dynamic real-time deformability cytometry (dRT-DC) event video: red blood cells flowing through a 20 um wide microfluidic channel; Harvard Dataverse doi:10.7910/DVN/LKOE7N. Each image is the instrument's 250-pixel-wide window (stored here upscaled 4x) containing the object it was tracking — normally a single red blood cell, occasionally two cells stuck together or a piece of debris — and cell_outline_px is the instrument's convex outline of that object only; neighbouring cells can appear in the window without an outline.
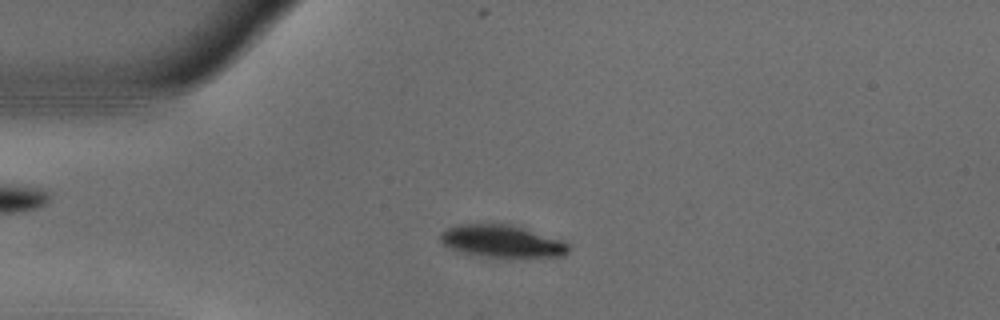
{"species": "common noctule bat (a hibernating species)", "species_latin": "Nyctalus noctula", "temperature_condition": "warm", "stored_images_in_passage": 48, "camera_frame_rate_fps": 3000, "um_per_image_px": 0.085, "animal": {"sex": "male", "body_mass_g": 18.8}, "frame": {"image": 1, "passage_image": 6, "time_ms": 1.667, "image_size_px": [1000, 320], "cell_outline_px": [[572, 248], [568, 252], [560, 256], [488, 256], [464, 252], [452, 248], [444, 244], [440, 240], [440, 236], [448, 228], [460, 224], [512, 224], [564, 240]], "centroid_in_image_um": [42.73, 20.48], "position_along_channel_um": 42.3, "area_um2": 23.58}}
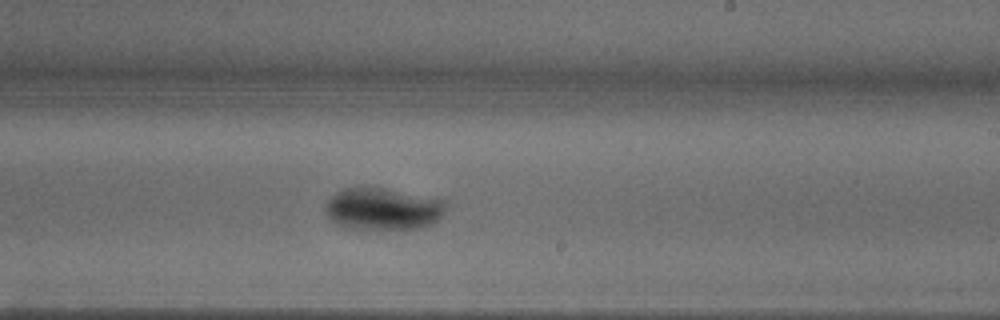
{"frame": {"image": 2, "passage_image": 25, "time_ms": 8.0, "image_size_px": [1000, 320], "cell_outline_px": [[448, 204], [444, 212], [432, 224], [420, 228], [348, 228], [336, 224], [328, 216], [324, 208], [324, 204], [336, 192], [344, 188], [384, 188], [436, 196], [448, 200]], "centroid_in_image_um": [32.61, 17.73], "position_along_channel_um": 256.4, "area_um2": 29.77}}
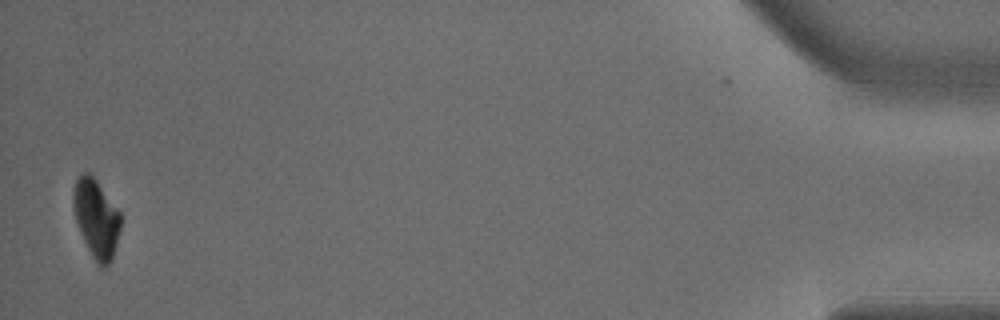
{"frame": {"image": 3, "passage_image": 46, "time_ms": 15.0, "image_size_px": [1000, 320], "cell_outline_px": [[120, 228], [112, 260], [104, 268], [100, 268], [92, 256], [80, 232], [76, 220], [72, 200], [72, 192], [76, 180], [84, 172], [88, 172], [96, 180], [120, 212]], "centroid_in_image_um": [8.17, 18.58], "position_along_channel_um": 427.0, "area_um2": 21.33}, "authors_computed_cell_mechanics": {"area_um2": 27.6862, "velocity_mm_per_s": 3.713, "shape_relaxation_time_tau1_ms": 3.8691, "shape_relaxation_time_tau2_ms": null, "deformation_change_tau1": 0.1257, "deformation_change_tau2": null}}